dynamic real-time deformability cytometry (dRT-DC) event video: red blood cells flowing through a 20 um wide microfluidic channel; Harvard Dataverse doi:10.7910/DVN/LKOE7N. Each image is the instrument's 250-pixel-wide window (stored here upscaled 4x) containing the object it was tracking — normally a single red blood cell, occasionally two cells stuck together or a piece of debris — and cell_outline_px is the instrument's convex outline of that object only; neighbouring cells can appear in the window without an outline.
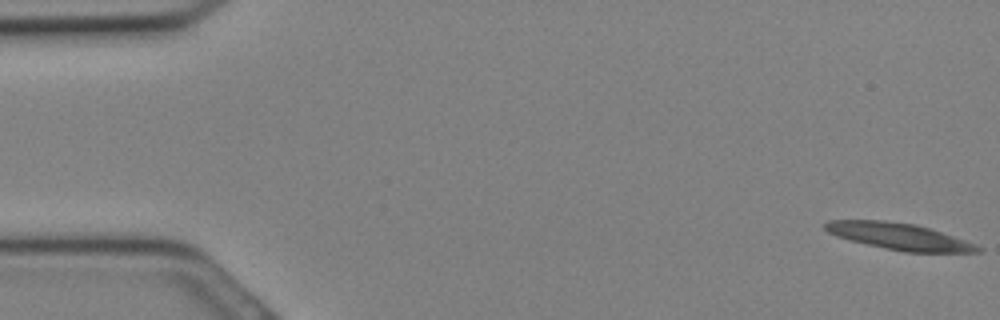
{"species": "Egyptian fruit bat (a non-hibernating species)", "species_latin": "Rousettus aegyptiacus", "temperature_condition": "cold", "stored_images_in_passage": 19, "camera_frame_rate_fps": 3000, "um_per_image_px": 0.085, "animal": {"sex": "female"}, "frame": {"image": 1, "passage_image": 1, "time_ms": 0.0, "image_size_px": [1000, 320], "cell_outline_px": [[984, 252], [904, 252], [884, 248], [848, 240], [836, 236], [828, 232], [824, 228], [824, 224], [828, 220], [884, 220], [916, 224], [976, 244], [984, 248]], "centroid_in_image_um": [76.41, 20.09], "position_along_channel_um": 8.6, "area_um2": 23.64}}
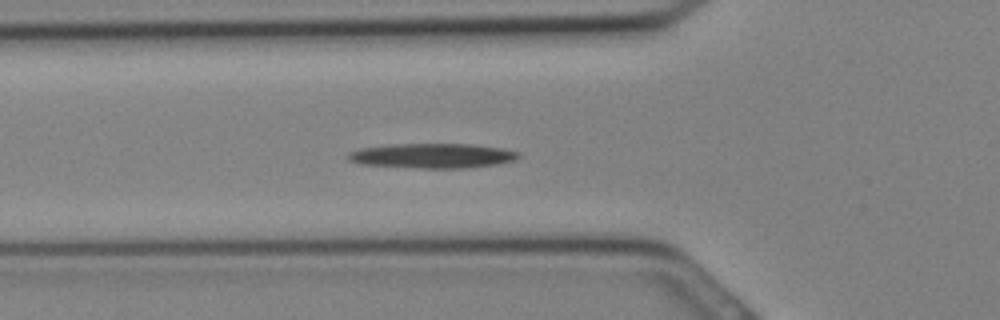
{"frame": {"image": 2, "passage_image": 11, "time_ms": 3.333, "image_size_px": [1000, 320], "cell_outline_px": [[520, 156], [512, 160], [496, 164], [460, 168], [424, 168], [360, 164], [348, 160], [348, 152], [360, 148], [392, 144], [468, 144], [504, 148], [520, 152]], "centroid_in_image_um": [36.73, 13.23], "position_along_channel_um": 89.1, "area_um2": 24.39}}
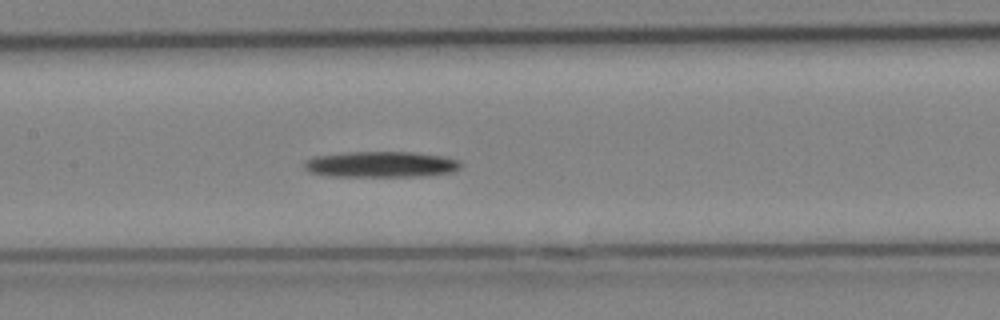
{"frame": {"image": 3, "passage_image": 15, "time_ms": 4.667, "image_size_px": [1000, 320], "cell_outline_px": [[460, 168], [452, 172], [420, 176], [332, 176], [312, 172], [304, 168], [304, 164], [312, 156], [348, 152], [416, 152], [444, 156], [460, 160]], "centroid_in_image_um": [32.42, 13.96], "position_along_channel_um": 175.0, "area_um2": 23.52}}